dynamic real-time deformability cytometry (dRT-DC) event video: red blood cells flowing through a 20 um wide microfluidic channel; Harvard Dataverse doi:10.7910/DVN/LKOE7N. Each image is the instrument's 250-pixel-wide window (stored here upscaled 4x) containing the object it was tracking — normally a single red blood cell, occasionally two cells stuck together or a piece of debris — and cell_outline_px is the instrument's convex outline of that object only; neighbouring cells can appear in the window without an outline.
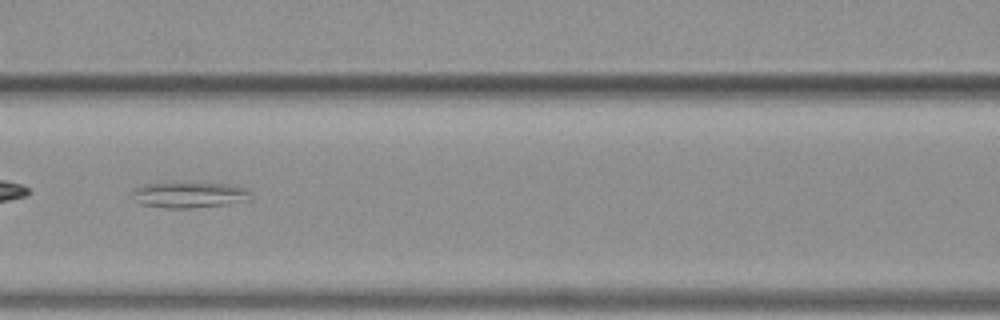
{"species": "common noctule bat (a hibernating species)", "species_latin": "Nyctalus noctula", "temperature_condition": "warm", "stored_images_in_passage": 58, "segment_of_instrument_passage": [1, 2], "camera_frame_rate_fps": 3000, "um_per_image_px": 0.085, "animal": {"sex": "female", "body_mass_g": 19.3, "forearm_length_mm": 54.1}, "frame": {"image": 1, "passage_image": 26, "time_ms": 8.333, "image_size_px": [1000, 320], "cell_outline_px": [[248, 200], [224, 204], [188, 208], [164, 208], [140, 204], [132, 192], [136, 188], [148, 184], [236, 184], [244, 188], [248, 192]], "centroid_in_image_um": [16.09, 16.58], "position_along_channel_um": 150.5, "area_um2": 16.99}}
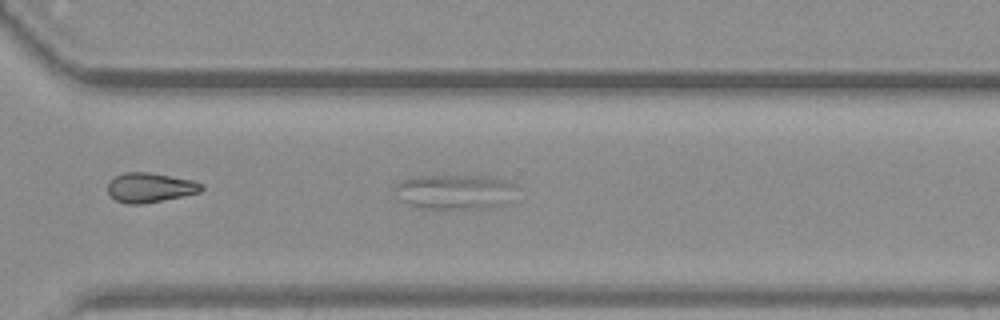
{"frame": {"image": 2, "passage_image": 41, "time_ms": 13.333, "image_size_px": [1000, 320], "cell_outline_px": [[516, 184], [512, 200], [504, 204], [488, 208], [416, 208], [400, 200], [392, 188], [396, 184], [404, 180], [416, 176], [484, 176], [508, 180]], "centroid_in_image_um": [38.66, 16.3], "position_along_channel_um": 331.9, "area_um2": 24.85}}
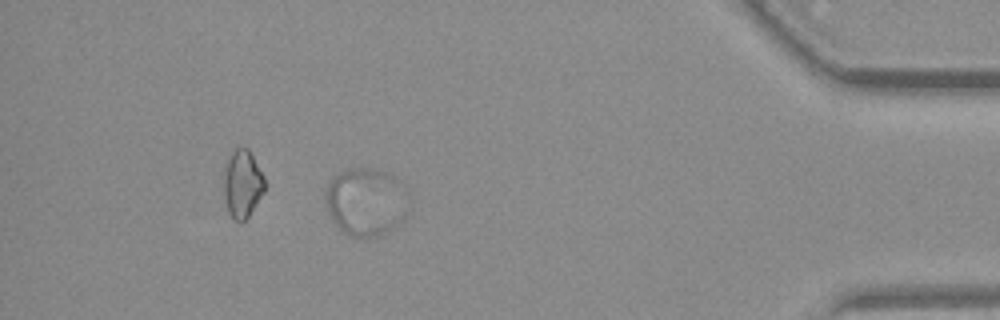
{"frame": {"image": 3, "passage_image": 51, "time_ms": 16.667, "image_size_px": [1000, 320], "cell_outline_px": [[404, 220], [400, 224], [376, 236], [352, 236], [344, 232], [332, 220], [328, 212], [324, 200], [324, 192], [328, 180], [332, 176], [348, 168], [368, 168], [384, 172], [400, 180], [404, 184]], "centroid_in_image_um": [31.02, 17.12], "position_along_channel_um": 404.2, "area_um2": 32.6}}